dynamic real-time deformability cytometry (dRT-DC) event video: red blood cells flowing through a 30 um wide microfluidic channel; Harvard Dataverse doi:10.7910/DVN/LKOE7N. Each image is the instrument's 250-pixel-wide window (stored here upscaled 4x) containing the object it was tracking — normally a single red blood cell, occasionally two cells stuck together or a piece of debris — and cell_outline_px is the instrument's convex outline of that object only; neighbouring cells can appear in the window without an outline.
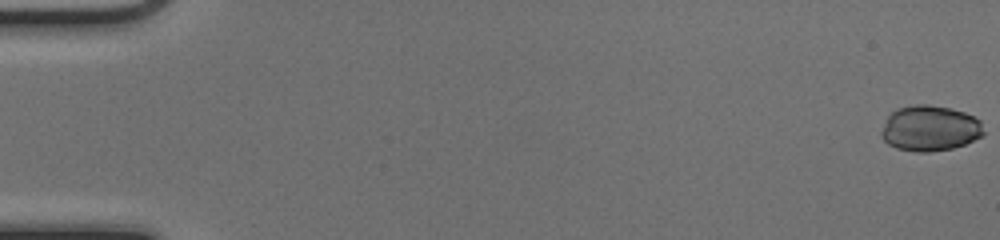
{"species": "common noctule bat (a hibernating species)", "species_latin": "Nyctalus noctula", "temperature_condition": "cold", "stored_images_in_passage": 51, "camera_frame_rate_fps": 3000, "um_per_image_px": 0.085, "animal": {"sex": "female", "body_mass_g": 17.0, "forearm_length_mm": 48.0}, "frame": {"image": 1, "passage_image": 1, "time_ms": 0.0, "image_size_px": [1000, 240], "cell_outline_px": [[984, 132], [980, 136], [964, 144], [952, 148], [928, 152], [916, 152], [896, 148], [888, 144], [880, 136], [880, 132], [888, 116], [896, 108], [916, 104], [928, 104], [952, 108], [964, 112], [980, 120]], "centroid_in_image_um": [79.01, 10.9], "position_along_channel_um": 6.0, "area_um2": 27.17}}
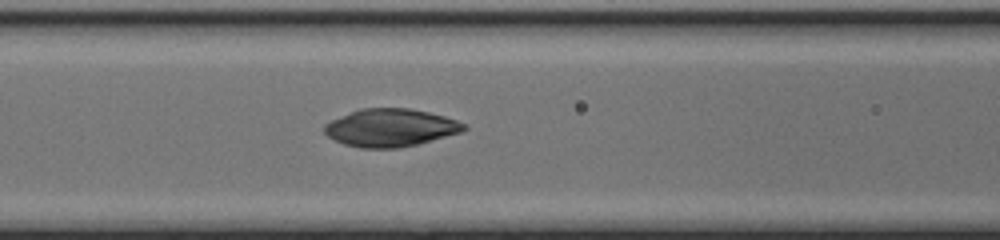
{"frame": {"image": 2, "passage_image": 23, "time_ms": 7.333, "image_size_px": [1000, 240], "cell_outline_px": [[468, 128], [460, 132], [416, 144], [400, 148], [360, 148], [344, 144], [328, 136], [324, 132], [324, 124], [332, 120], [360, 108], [412, 108], [444, 116], [456, 120], [464, 124]], "centroid_in_image_um": [33.17, 10.85], "position_along_channel_um": 133.4, "area_um2": 30.46}}
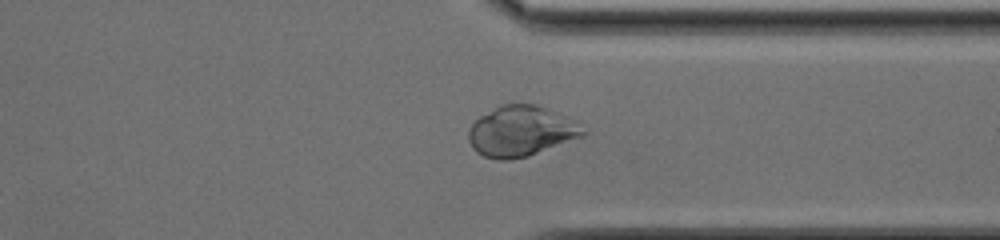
{"frame": {"image": 3, "passage_image": 40, "time_ms": 13.0, "image_size_px": [1000, 240], "cell_outline_px": [[588, 132], [584, 136], [528, 156], [508, 160], [496, 160], [484, 156], [476, 152], [472, 148], [468, 140], [468, 132], [472, 124], [480, 116], [500, 104], [536, 104], [564, 116]], "centroid_in_image_um": [44.24, 11.17], "position_along_channel_um": 367.2, "area_um2": 33.41}}